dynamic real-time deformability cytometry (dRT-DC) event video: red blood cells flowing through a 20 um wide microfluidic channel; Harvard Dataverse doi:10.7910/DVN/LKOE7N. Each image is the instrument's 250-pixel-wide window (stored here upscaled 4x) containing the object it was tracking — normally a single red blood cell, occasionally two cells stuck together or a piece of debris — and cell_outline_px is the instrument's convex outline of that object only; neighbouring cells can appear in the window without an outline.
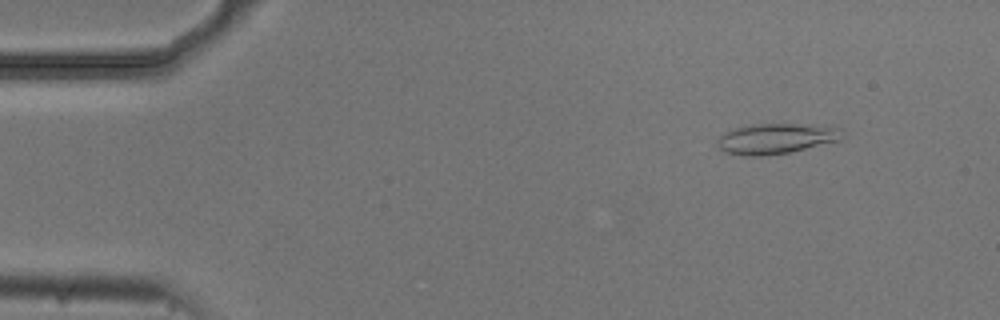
{"species": "common noctule bat (a hibernating species)", "species_latin": "Nyctalus noctula", "temperature_condition": "cold", "stored_images_in_passage": 54, "camera_frame_rate_fps": 3000, "um_per_image_px": 0.085, "animal": {"sex": "male", "body_mass_g": 20.5, "forearm_length_mm": 52.5}, "frame": {"image": 1, "passage_image": 6, "time_ms": 1.667, "image_size_px": [1000, 320], "cell_outline_px": [[844, 136], [840, 140], [788, 152], [760, 156], [740, 156], [724, 152], [720, 148], [720, 136], [736, 128], [752, 124], [808, 124], [840, 128]], "centroid_in_image_um": [65.99, 11.78], "position_along_channel_um": 19.0, "area_um2": 21.73}}
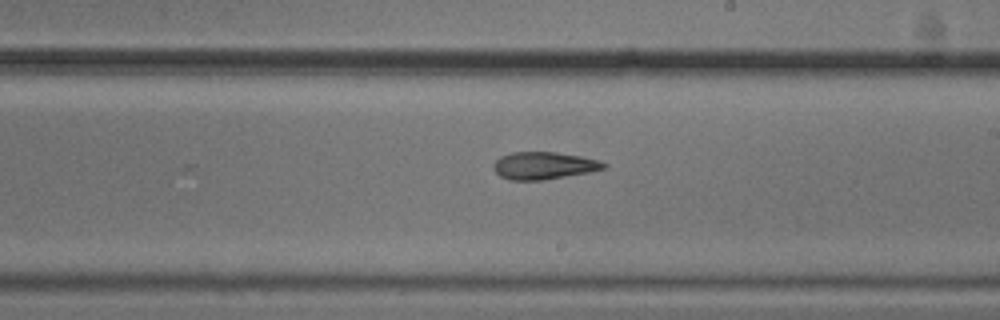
{"frame": {"image": 2, "passage_image": 31, "time_ms": 10.0, "image_size_px": [1000, 320], "cell_outline_px": [[608, 168], [588, 172], [544, 180], [508, 180], [500, 176], [492, 168], [492, 164], [500, 156], [512, 152], [556, 152], [580, 156], [596, 160], [608, 164]], "centroid_in_image_um": [46.19, 14.08], "position_along_channel_um": 242.8, "area_um2": 17.63}}
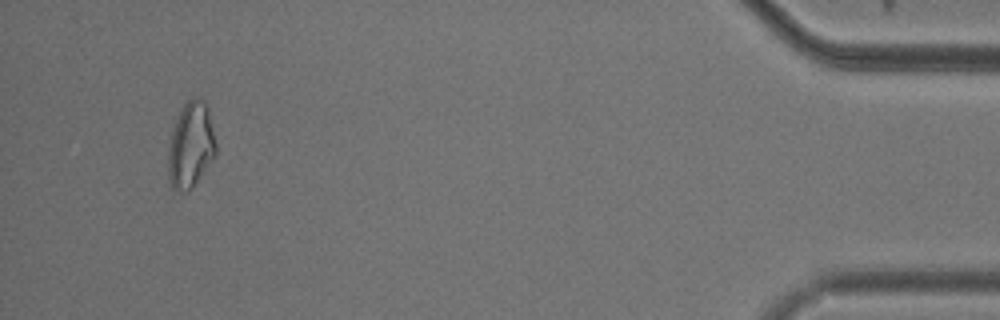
{"frame": {"image": 3, "passage_image": 51, "time_ms": 16.667, "image_size_px": [1000, 320], "cell_outline_px": [[216, 156], [192, 188], [188, 192], [172, 188], [168, 180], [168, 148], [172, 128], [184, 104], [192, 96], [196, 96], [204, 100], [208, 104], [216, 144]], "centroid_in_image_um": [16.23, 12.32], "position_along_channel_um": 419.0, "area_um2": 24.22}, "authors_computed_cell_mechanics": {"area_um2": 19.4208, "velocity_mm_per_s": 3.7344, "shape_relaxation_time_tau1_ms": 11.1565, "shape_relaxation_time_tau2_ms": 5.8926, "deformation_change_tau1": 0.239, "deformation_change_tau2": 0.1463}}